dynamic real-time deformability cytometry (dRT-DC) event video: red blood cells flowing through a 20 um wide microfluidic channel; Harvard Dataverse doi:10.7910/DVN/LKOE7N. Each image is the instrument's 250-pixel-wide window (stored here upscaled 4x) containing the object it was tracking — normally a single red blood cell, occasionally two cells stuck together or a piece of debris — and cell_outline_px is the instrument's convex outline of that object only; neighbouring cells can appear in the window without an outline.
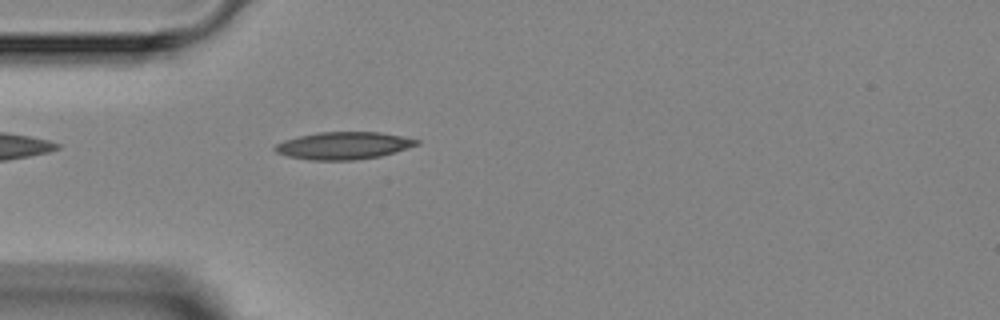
{"species": "Egyptian fruit bat (a non-hibernating species)", "species_latin": "Rousettus aegyptiacus", "temperature_condition": "room temperature", "stored_images_in_passage": 4, "camera_frame_rate_fps": 3000, "um_per_image_px": 0.085, "animal": {"sex": "female"}, "frame": {"image": 1, "passage_image": 4, "time_ms": 3.333, "image_size_px": [1000, 320], "cell_outline_px": [[420, 144], [396, 152], [380, 156], [352, 160], [308, 160], [288, 156], [276, 152], [272, 148], [276, 144], [284, 140], [316, 132], [380, 132], [420, 140]], "centroid_in_image_um": [29.19, 12.38], "position_along_channel_um": 55.8, "area_um2": 22.6}}